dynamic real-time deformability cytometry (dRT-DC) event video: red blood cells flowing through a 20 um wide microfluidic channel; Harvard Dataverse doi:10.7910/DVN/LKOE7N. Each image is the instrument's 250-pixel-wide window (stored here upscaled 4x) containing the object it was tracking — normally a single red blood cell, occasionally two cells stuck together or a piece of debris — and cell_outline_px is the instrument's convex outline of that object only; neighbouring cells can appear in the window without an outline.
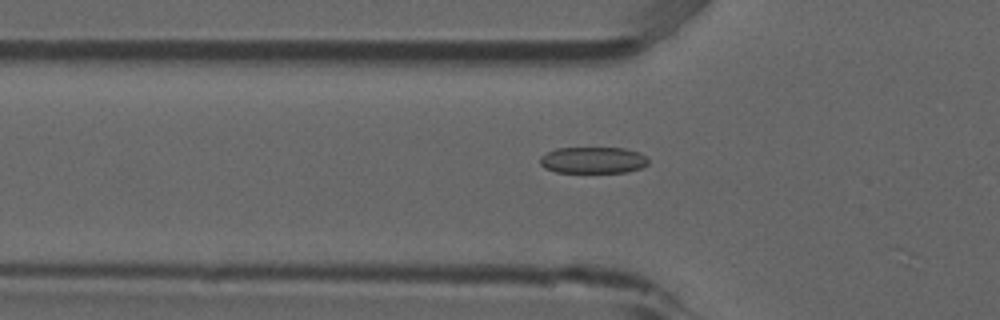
{"species": "common noctule bat (a hibernating species)", "species_latin": "Nyctalus noctula", "temperature_condition": "room temperature", "stored_images_in_passage": 11, "camera_frame_rate_fps": 3000, "um_per_image_px": 0.085, "animal": {"sex": "male", "forearm_length_mm": 52.5}, "frame": {"image": 1, "passage_image": 3, "time_ms": 0.667, "image_size_px": [1000, 320], "cell_outline_px": [[648, 164], [640, 168], [624, 172], [556, 172], [544, 168], [540, 164], [540, 156], [556, 148], [624, 148], [640, 152], [648, 160]], "centroid_in_image_um": [50.39, 13.61], "position_along_channel_um": 75.4, "area_um2": 16.65}}
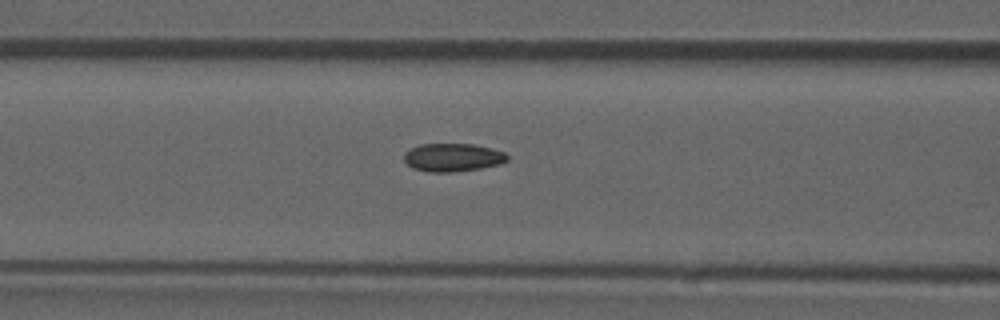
{"frame": {"image": 2, "passage_image": 7, "time_ms": 2.0, "image_size_px": [1000, 320], "cell_outline_px": [[508, 160], [500, 164], [480, 168], [452, 172], [428, 172], [412, 168], [404, 160], [404, 152], [420, 144], [472, 144], [492, 148], [504, 152], [508, 156]], "centroid_in_image_um": [38.48, 13.38], "position_along_channel_um": 128.1, "area_um2": 16.94}}